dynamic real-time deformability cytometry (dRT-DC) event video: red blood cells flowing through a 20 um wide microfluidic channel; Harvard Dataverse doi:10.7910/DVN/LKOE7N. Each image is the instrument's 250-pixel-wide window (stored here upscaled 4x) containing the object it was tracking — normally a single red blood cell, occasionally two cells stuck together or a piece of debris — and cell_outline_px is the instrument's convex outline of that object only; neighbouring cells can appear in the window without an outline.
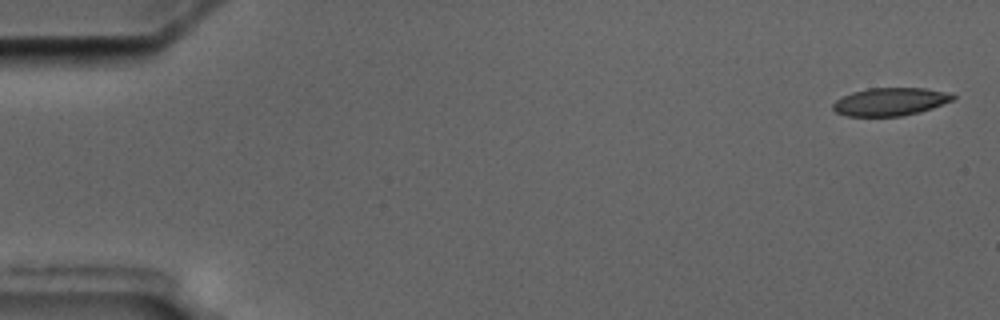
{"species": "common noctule bat (a hibernating species)", "species_latin": "Nyctalus noctula", "temperature_condition": "cold", "stored_images_in_passage": 5, "camera_frame_rate_fps": 3000, "um_per_image_px": 0.085, "animal": {"sex": "male", "body_mass_g": 17.5, "forearm_length_mm": 52.3}, "frame": {"image": 1, "passage_image": 1, "time_ms": 0.0, "image_size_px": [1000, 320], "cell_outline_px": [[956, 96], [952, 100], [932, 108], [920, 112], [904, 116], [848, 116], [836, 112], [832, 108], [832, 104], [836, 100], [852, 92], [868, 88], [924, 88], [944, 92]], "centroid_in_image_um": [75.64, 8.65], "position_along_channel_um": 9.4, "area_um2": 19.36}}
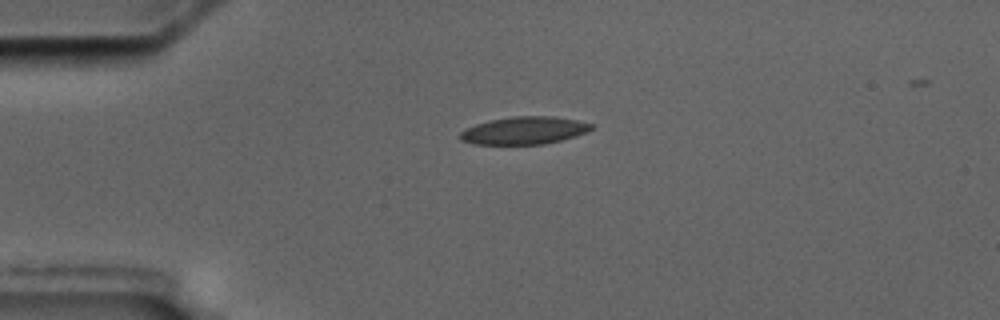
{"frame": {"image": 2, "passage_image": 4, "time_ms": 4.0, "image_size_px": [1000, 320], "cell_outline_px": [[596, 128], [588, 132], [576, 136], [544, 144], [472, 144], [460, 140], [460, 132], [464, 128], [488, 120], [512, 116], [556, 116], [596, 124]], "centroid_in_image_um": [44.59, 11.08], "position_along_channel_um": 40.4, "area_um2": 21.44}}